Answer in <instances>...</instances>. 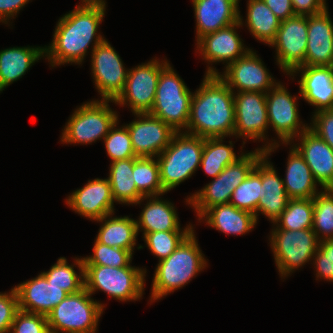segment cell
<instances>
[{
    "label": "cell",
    "mask_w": 333,
    "mask_h": 333,
    "mask_svg": "<svg viewBox=\"0 0 333 333\" xmlns=\"http://www.w3.org/2000/svg\"><path fill=\"white\" fill-rule=\"evenodd\" d=\"M29 0H0V21L5 22L14 16L25 6Z\"/></svg>",
    "instance_id": "c3c4849f"
},
{
    "label": "cell",
    "mask_w": 333,
    "mask_h": 333,
    "mask_svg": "<svg viewBox=\"0 0 333 333\" xmlns=\"http://www.w3.org/2000/svg\"><path fill=\"white\" fill-rule=\"evenodd\" d=\"M133 179L137 190L145 196H158L167 193L161 184L158 159L138 157L134 162Z\"/></svg>",
    "instance_id": "e575fe53"
},
{
    "label": "cell",
    "mask_w": 333,
    "mask_h": 333,
    "mask_svg": "<svg viewBox=\"0 0 333 333\" xmlns=\"http://www.w3.org/2000/svg\"><path fill=\"white\" fill-rule=\"evenodd\" d=\"M206 75H218L232 91L237 87L238 92L267 93L277 83L251 49L226 66L222 75L213 67H208Z\"/></svg>",
    "instance_id": "4fadbf2b"
},
{
    "label": "cell",
    "mask_w": 333,
    "mask_h": 333,
    "mask_svg": "<svg viewBox=\"0 0 333 333\" xmlns=\"http://www.w3.org/2000/svg\"><path fill=\"white\" fill-rule=\"evenodd\" d=\"M236 94L234 93L235 127L233 135L253 140L266 139L265 132L269 128L266 93L247 91Z\"/></svg>",
    "instance_id": "e0dca14e"
},
{
    "label": "cell",
    "mask_w": 333,
    "mask_h": 333,
    "mask_svg": "<svg viewBox=\"0 0 333 333\" xmlns=\"http://www.w3.org/2000/svg\"><path fill=\"white\" fill-rule=\"evenodd\" d=\"M313 209V198L289 199L285 210L274 223L278 225L275 229L301 230L312 228Z\"/></svg>",
    "instance_id": "d590c367"
},
{
    "label": "cell",
    "mask_w": 333,
    "mask_h": 333,
    "mask_svg": "<svg viewBox=\"0 0 333 333\" xmlns=\"http://www.w3.org/2000/svg\"><path fill=\"white\" fill-rule=\"evenodd\" d=\"M14 288L18 295L19 310L46 317L68 295L61 287L47 282L42 274Z\"/></svg>",
    "instance_id": "44dd1931"
},
{
    "label": "cell",
    "mask_w": 333,
    "mask_h": 333,
    "mask_svg": "<svg viewBox=\"0 0 333 333\" xmlns=\"http://www.w3.org/2000/svg\"><path fill=\"white\" fill-rule=\"evenodd\" d=\"M146 270L132 267L116 268L100 265H84L86 290L92 295L102 290L120 301L142 298Z\"/></svg>",
    "instance_id": "ba28073f"
},
{
    "label": "cell",
    "mask_w": 333,
    "mask_h": 333,
    "mask_svg": "<svg viewBox=\"0 0 333 333\" xmlns=\"http://www.w3.org/2000/svg\"><path fill=\"white\" fill-rule=\"evenodd\" d=\"M305 66H333V23L328 8L308 16Z\"/></svg>",
    "instance_id": "cb8c5ba5"
},
{
    "label": "cell",
    "mask_w": 333,
    "mask_h": 333,
    "mask_svg": "<svg viewBox=\"0 0 333 333\" xmlns=\"http://www.w3.org/2000/svg\"><path fill=\"white\" fill-rule=\"evenodd\" d=\"M18 311V295L15 288L9 293L0 292V333H9Z\"/></svg>",
    "instance_id": "ee69618b"
},
{
    "label": "cell",
    "mask_w": 333,
    "mask_h": 333,
    "mask_svg": "<svg viewBox=\"0 0 333 333\" xmlns=\"http://www.w3.org/2000/svg\"><path fill=\"white\" fill-rule=\"evenodd\" d=\"M105 7V0L82 1V4L59 19L52 43L44 48L52 67L65 63L80 65L91 42L94 41L93 50L105 40L96 33L105 15Z\"/></svg>",
    "instance_id": "6da1fadb"
},
{
    "label": "cell",
    "mask_w": 333,
    "mask_h": 333,
    "mask_svg": "<svg viewBox=\"0 0 333 333\" xmlns=\"http://www.w3.org/2000/svg\"><path fill=\"white\" fill-rule=\"evenodd\" d=\"M199 248L193 230L173 253L159 261L152 284L151 302L188 284L207 266V261Z\"/></svg>",
    "instance_id": "3957f363"
},
{
    "label": "cell",
    "mask_w": 333,
    "mask_h": 333,
    "mask_svg": "<svg viewBox=\"0 0 333 333\" xmlns=\"http://www.w3.org/2000/svg\"><path fill=\"white\" fill-rule=\"evenodd\" d=\"M234 91L218 76L206 75L192 94L190 116L184 133L202 138L233 136Z\"/></svg>",
    "instance_id": "7a4b0ae2"
},
{
    "label": "cell",
    "mask_w": 333,
    "mask_h": 333,
    "mask_svg": "<svg viewBox=\"0 0 333 333\" xmlns=\"http://www.w3.org/2000/svg\"><path fill=\"white\" fill-rule=\"evenodd\" d=\"M109 100L87 102L77 108L65 126L61 142L90 144L104 139L110 128L118 121V115Z\"/></svg>",
    "instance_id": "9c48e42d"
},
{
    "label": "cell",
    "mask_w": 333,
    "mask_h": 333,
    "mask_svg": "<svg viewBox=\"0 0 333 333\" xmlns=\"http://www.w3.org/2000/svg\"><path fill=\"white\" fill-rule=\"evenodd\" d=\"M83 259L84 265L122 268L127 267L131 263L132 253L129 250L110 247L95 240L93 255Z\"/></svg>",
    "instance_id": "ab89813d"
},
{
    "label": "cell",
    "mask_w": 333,
    "mask_h": 333,
    "mask_svg": "<svg viewBox=\"0 0 333 333\" xmlns=\"http://www.w3.org/2000/svg\"><path fill=\"white\" fill-rule=\"evenodd\" d=\"M117 124L116 121L103 139L107 154L111 158V161L137 157L133 151L131 137L126 125L117 129Z\"/></svg>",
    "instance_id": "60d3db41"
},
{
    "label": "cell",
    "mask_w": 333,
    "mask_h": 333,
    "mask_svg": "<svg viewBox=\"0 0 333 333\" xmlns=\"http://www.w3.org/2000/svg\"><path fill=\"white\" fill-rule=\"evenodd\" d=\"M204 138L176 132L170 144L157 157L160 181L168 192L195 173L200 166Z\"/></svg>",
    "instance_id": "277c9868"
},
{
    "label": "cell",
    "mask_w": 333,
    "mask_h": 333,
    "mask_svg": "<svg viewBox=\"0 0 333 333\" xmlns=\"http://www.w3.org/2000/svg\"><path fill=\"white\" fill-rule=\"evenodd\" d=\"M309 127L333 149V109L315 112Z\"/></svg>",
    "instance_id": "f6af8a7d"
},
{
    "label": "cell",
    "mask_w": 333,
    "mask_h": 333,
    "mask_svg": "<svg viewBox=\"0 0 333 333\" xmlns=\"http://www.w3.org/2000/svg\"><path fill=\"white\" fill-rule=\"evenodd\" d=\"M271 248L281 277L311 261L319 249L320 240L312 230L272 229Z\"/></svg>",
    "instance_id": "30bf717a"
},
{
    "label": "cell",
    "mask_w": 333,
    "mask_h": 333,
    "mask_svg": "<svg viewBox=\"0 0 333 333\" xmlns=\"http://www.w3.org/2000/svg\"><path fill=\"white\" fill-rule=\"evenodd\" d=\"M45 57L44 47H13L0 51V92L22 78L32 64Z\"/></svg>",
    "instance_id": "83f0119b"
},
{
    "label": "cell",
    "mask_w": 333,
    "mask_h": 333,
    "mask_svg": "<svg viewBox=\"0 0 333 333\" xmlns=\"http://www.w3.org/2000/svg\"><path fill=\"white\" fill-rule=\"evenodd\" d=\"M286 177L283 180L289 199H311L317 193L313 174L304 157L293 146L288 157Z\"/></svg>",
    "instance_id": "f1b7e54d"
},
{
    "label": "cell",
    "mask_w": 333,
    "mask_h": 333,
    "mask_svg": "<svg viewBox=\"0 0 333 333\" xmlns=\"http://www.w3.org/2000/svg\"><path fill=\"white\" fill-rule=\"evenodd\" d=\"M313 259L317 278L333 282V239L321 241Z\"/></svg>",
    "instance_id": "7bdbcfd3"
},
{
    "label": "cell",
    "mask_w": 333,
    "mask_h": 333,
    "mask_svg": "<svg viewBox=\"0 0 333 333\" xmlns=\"http://www.w3.org/2000/svg\"><path fill=\"white\" fill-rule=\"evenodd\" d=\"M93 79L102 100L114 102L123 92L128 70L107 40L98 44L91 55Z\"/></svg>",
    "instance_id": "7c38bea8"
},
{
    "label": "cell",
    "mask_w": 333,
    "mask_h": 333,
    "mask_svg": "<svg viewBox=\"0 0 333 333\" xmlns=\"http://www.w3.org/2000/svg\"><path fill=\"white\" fill-rule=\"evenodd\" d=\"M111 215L108 214L101 219L95 220L102 223L104 221L96 240L110 247L129 250L133 254L138 234L136 220L128 216L112 218Z\"/></svg>",
    "instance_id": "f546056e"
},
{
    "label": "cell",
    "mask_w": 333,
    "mask_h": 333,
    "mask_svg": "<svg viewBox=\"0 0 333 333\" xmlns=\"http://www.w3.org/2000/svg\"><path fill=\"white\" fill-rule=\"evenodd\" d=\"M145 198H150L149 202L147 201L139 220L136 221L138 231L141 229L144 232L143 236L157 231H193L192 225L181 230L178 215L171 202L159 200V195Z\"/></svg>",
    "instance_id": "484cf974"
},
{
    "label": "cell",
    "mask_w": 333,
    "mask_h": 333,
    "mask_svg": "<svg viewBox=\"0 0 333 333\" xmlns=\"http://www.w3.org/2000/svg\"><path fill=\"white\" fill-rule=\"evenodd\" d=\"M313 202L312 230L320 242L333 239V189H324V191L318 192L313 197ZM320 234L322 235L319 236Z\"/></svg>",
    "instance_id": "8d00e7d4"
},
{
    "label": "cell",
    "mask_w": 333,
    "mask_h": 333,
    "mask_svg": "<svg viewBox=\"0 0 333 333\" xmlns=\"http://www.w3.org/2000/svg\"><path fill=\"white\" fill-rule=\"evenodd\" d=\"M104 307L85 287L68 294L47 315L50 333H95Z\"/></svg>",
    "instance_id": "52a82bcc"
},
{
    "label": "cell",
    "mask_w": 333,
    "mask_h": 333,
    "mask_svg": "<svg viewBox=\"0 0 333 333\" xmlns=\"http://www.w3.org/2000/svg\"><path fill=\"white\" fill-rule=\"evenodd\" d=\"M205 221L212 228L226 234L243 235L257 223L254 214L236 208L231 203L220 204L206 210L198 219Z\"/></svg>",
    "instance_id": "4316f807"
},
{
    "label": "cell",
    "mask_w": 333,
    "mask_h": 333,
    "mask_svg": "<svg viewBox=\"0 0 333 333\" xmlns=\"http://www.w3.org/2000/svg\"><path fill=\"white\" fill-rule=\"evenodd\" d=\"M161 62L153 59L129 69L124 90L114 103L123 106L129 102L133 113H149L155 101L161 69L168 63Z\"/></svg>",
    "instance_id": "8fae6325"
},
{
    "label": "cell",
    "mask_w": 333,
    "mask_h": 333,
    "mask_svg": "<svg viewBox=\"0 0 333 333\" xmlns=\"http://www.w3.org/2000/svg\"><path fill=\"white\" fill-rule=\"evenodd\" d=\"M191 98L192 92L167 63L161 69L149 114L160 118L174 131L181 132V128H187Z\"/></svg>",
    "instance_id": "5b68a950"
},
{
    "label": "cell",
    "mask_w": 333,
    "mask_h": 333,
    "mask_svg": "<svg viewBox=\"0 0 333 333\" xmlns=\"http://www.w3.org/2000/svg\"><path fill=\"white\" fill-rule=\"evenodd\" d=\"M81 1H101V0H81Z\"/></svg>",
    "instance_id": "681fc988"
},
{
    "label": "cell",
    "mask_w": 333,
    "mask_h": 333,
    "mask_svg": "<svg viewBox=\"0 0 333 333\" xmlns=\"http://www.w3.org/2000/svg\"><path fill=\"white\" fill-rule=\"evenodd\" d=\"M281 21L295 16L291 0H263Z\"/></svg>",
    "instance_id": "7dc6e473"
},
{
    "label": "cell",
    "mask_w": 333,
    "mask_h": 333,
    "mask_svg": "<svg viewBox=\"0 0 333 333\" xmlns=\"http://www.w3.org/2000/svg\"><path fill=\"white\" fill-rule=\"evenodd\" d=\"M294 14L299 16H311L323 12L326 0H291Z\"/></svg>",
    "instance_id": "bcb514c9"
},
{
    "label": "cell",
    "mask_w": 333,
    "mask_h": 333,
    "mask_svg": "<svg viewBox=\"0 0 333 333\" xmlns=\"http://www.w3.org/2000/svg\"><path fill=\"white\" fill-rule=\"evenodd\" d=\"M78 265L80 274L74 270V266ZM73 265H69L65 257H60L48 271L41 272L47 282H51L61 287L68 294L77 293L85 287L84 282V259L76 258Z\"/></svg>",
    "instance_id": "836d02e7"
},
{
    "label": "cell",
    "mask_w": 333,
    "mask_h": 333,
    "mask_svg": "<svg viewBox=\"0 0 333 333\" xmlns=\"http://www.w3.org/2000/svg\"><path fill=\"white\" fill-rule=\"evenodd\" d=\"M223 137L204 138V149L201 157V167L211 177L216 178L226 166L235 163L240 157L233 150L232 141L224 145Z\"/></svg>",
    "instance_id": "d6a6232c"
},
{
    "label": "cell",
    "mask_w": 333,
    "mask_h": 333,
    "mask_svg": "<svg viewBox=\"0 0 333 333\" xmlns=\"http://www.w3.org/2000/svg\"><path fill=\"white\" fill-rule=\"evenodd\" d=\"M50 333L47 317L19 310L9 333Z\"/></svg>",
    "instance_id": "b9f144b4"
},
{
    "label": "cell",
    "mask_w": 333,
    "mask_h": 333,
    "mask_svg": "<svg viewBox=\"0 0 333 333\" xmlns=\"http://www.w3.org/2000/svg\"><path fill=\"white\" fill-rule=\"evenodd\" d=\"M307 32L308 16L295 15L281 21L276 38L270 44L276 48V62L288 75L305 61Z\"/></svg>",
    "instance_id": "5bb4252c"
},
{
    "label": "cell",
    "mask_w": 333,
    "mask_h": 333,
    "mask_svg": "<svg viewBox=\"0 0 333 333\" xmlns=\"http://www.w3.org/2000/svg\"><path fill=\"white\" fill-rule=\"evenodd\" d=\"M137 120L126 125L137 157L157 158L176 133L168 124L149 113H134Z\"/></svg>",
    "instance_id": "2e32d148"
},
{
    "label": "cell",
    "mask_w": 333,
    "mask_h": 333,
    "mask_svg": "<svg viewBox=\"0 0 333 333\" xmlns=\"http://www.w3.org/2000/svg\"><path fill=\"white\" fill-rule=\"evenodd\" d=\"M247 27L259 41L270 45L276 38L281 20L275 16L263 0H249Z\"/></svg>",
    "instance_id": "1f68e13d"
},
{
    "label": "cell",
    "mask_w": 333,
    "mask_h": 333,
    "mask_svg": "<svg viewBox=\"0 0 333 333\" xmlns=\"http://www.w3.org/2000/svg\"><path fill=\"white\" fill-rule=\"evenodd\" d=\"M269 91L266 93L269 126H272L283 144H290L293 138L299 136L309 126L303 125L299 120L297 98L292 97L280 82Z\"/></svg>",
    "instance_id": "9a60e30c"
},
{
    "label": "cell",
    "mask_w": 333,
    "mask_h": 333,
    "mask_svg": "<svg viewBox=\"0 0 333 333\" xmlns=\"http://www.w3.org/2000/svg\"><path fill=\"white\" fill-rule=\"evenodd\" d=\"M261 186V175L253 169L248 177L235 188L229 203L254 214L258 220L257 206L261 197Z\"/></svg>",
    "instance_id": "74e56055"
},
{
    "label": "cell",
    "mask_w": 333,
    "mask_h": 333,
    "mask_svg": "<svg viewBox=\"0 0 333 333\" xmlns=\"http://www.w3.org/2000/svg\"><path fill=\"white\" fill-rule=\"evenodd\" d=\"M239 11V21L223 29L205 34L197 40V49L202 53L203 59L209 62H226L230 65L238 58L243 57L250 49L245 48L236 28L242 26Z\"/></svg>",
    "instance_id": "ffe728a7"
},
{
    "label": "cell",
    "mask_w": 333,
    "mask_h": 333,
    "mask_svg": "<svg viewBox=\"0 0 333 333\" xmlns=\"http://www.w3.org/2000/svg\"><path fill=\"white\" fill-rule=\"evenodd\" d=\"M192 231H157L146 233L143 238L148 249L159 261L166 259Z\"/></svg>",
    "instance_id": "f35d334b"
},
{
    "label": "cell",
    "mask_w": 333,
    "mask_h": 333,
    "mask_svg": "<svg viewBox=\"0 0 333 333\" xmlns=\"http://www.w3.org/2000/svg\"><path fill=\"white\" fill-rule=\"evenodd\" d=\"M66 200L73 211L92 220L114 214L115 200L108 179L89 180L84 187L74 191Z\"/></svg>",
    "instance_id": "d6986e66"
},
{
    "label": "cell",
    "mask_w": 333,
    "mask_h": 333,
    "mask_svg": "<svg viewBox=\"0 0 333 333\" xmlns=\"http://www.w3.org/2000/svg\"><path fill=\"white\" fill-rule=\"evenodd\" d=\"M197 40L239 21V0H192Z\"/></svg>",
    "instance_id": "d4e9b609"
},
{
    "label": "cell",
    "mask_w": 333,
    "mask_h": 333,
    "mask_svg": "<svg viewBox=\"0 0 333 333\" xmlns=\"http://www.w3.org/2000/svg\"><path fill=\"white\" fill-rule=\"evenodd\" d=\"M301 71L299 93L310 105L316 107V112L333 109V66L301 65L289 75Z\"/></svg>",
    "instance_id": "7402d4cb"
},
{
    "label": "cell",
    "mask_w": 333,
    "mask_h": 333,
    "mask_svg": "<svg viewBox=\"0 0 333 333\" xmlns=\"http://www.w3.org/2000/svg\"><path fill=\"white\" fill-rule=\"evenodd\" d=\"M263 156L261 148L243 154L235 163L226 166L211 183L186 199L195 208L198 218L213 206L229 203L235 188L248 177Z\"/></svg>",
    "instance_id": "8992f818"
},
{
    "label": "cell",
    "mask_w": 333,
    "mask_h": 333,
    "mask_svg": "<svg viewBox=\"0 0 333 333\" xmlns=\"http://www.w3.org/2000/svg\"><path fill=\"white\" fill-rule=\"evenodd\" d=\"M294 147L304 157L316 182L322 189H333V149L310 128L299 135Z\"/></svg>",
    "instance_id": "603a6c76"
},
{
    "label": "cell",
    "mask_w": 333,
    "mask_h": 333,
    "mask_svg": "<svg viewBox=\"0 0 333 333\" xmlns=\"http://www.w3.org/2000/svg\"><path fill=\"white\" fill-rule=\"evenodd\" d=\"M138 157L111 162L109 177L107 178L115 202L125 204H140L146 199L136 188L133 179L134 162Z\"/></svg>",
    "instance_id": "4dcf8cb0"
},
{
    "label": "cell",
    "mask_w": 333,
    "mask_h": 333,
    "mask_svg": "<svg viewBox=\"0 0 333 333\" xmlns=\"http://www.w3.org/2000/svg\"><path fill=\"white\" fill-rule=\"evenodd\" d=\"M272 141L274 142L265 144L266 147L261 148L264 150V156L257 162L254 169L261 175L262 183L257 213L261 212L275 223L285 210L289 197L285 192L282 178L280 179L273 165L267 160L270 153L279 147L275 140Z\"/></svg>",
    "instance_id": "ac0fdd59"
}]
</instances>
